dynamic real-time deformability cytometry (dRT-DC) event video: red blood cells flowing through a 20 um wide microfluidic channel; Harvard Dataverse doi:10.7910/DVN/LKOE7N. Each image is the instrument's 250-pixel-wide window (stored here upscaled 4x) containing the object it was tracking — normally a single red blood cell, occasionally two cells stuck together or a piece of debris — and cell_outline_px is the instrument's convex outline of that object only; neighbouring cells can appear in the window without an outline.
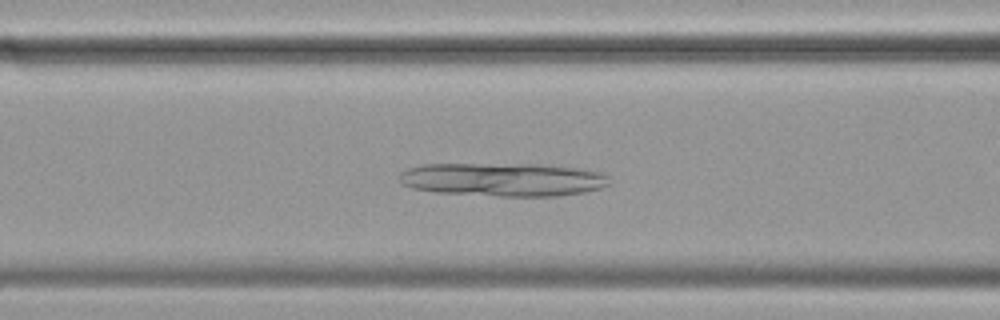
{"species": "common noctule bat (a hibernating species)", "species_latin": "Nyctalus noctula", "temperature_condition": "cold", "stored_images_in_passage": 49, "camera_frame_rate_fps": 3000, "um_per_image_px": 0.085, "animal": {"sex": "female", "body_mass_g": 19.9}, "frame": {"image": 1, "passage_image": 15, "time_ms": 4.667, "image_size_px": [1000, 320], "cell_outline_px": [[612, 184], [600, 188], [584, 192], [560, 196], [500, 196], [436, 192], [412, 188], [400, 184], [400, 172], [408, 168], [424, 164], [540, 164], [576, 168], [600, 172], [608, 176]], "centroid_in_image_um": [42.77, 15.26], "position_along_channel_um": 123.8, "area_um2": 41.1}}
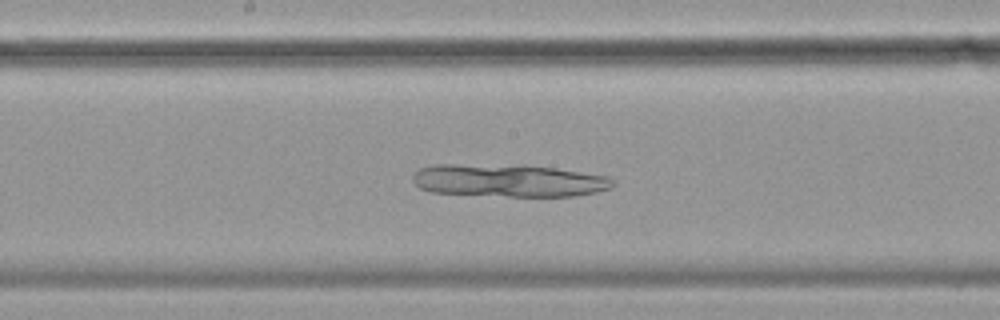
{"frame": {"image": 2, "passage_image": 22, "time_ms": 7.0, "image_size_px": [1000, 320], "cell_outline_px": [[616, 184], [612, 188], [596, 192], [576, 196], [508, 196], [428, 192], [420, 188], [412, 180], [412, 176], [420, 168], [432, 164], [524, 164], [556, 168], [608, 176], [616, 180]], "centroid_in_image_um": [43.26, 15.33], "position_along_channel_um": 204.9, "area_um2": 38.78}}
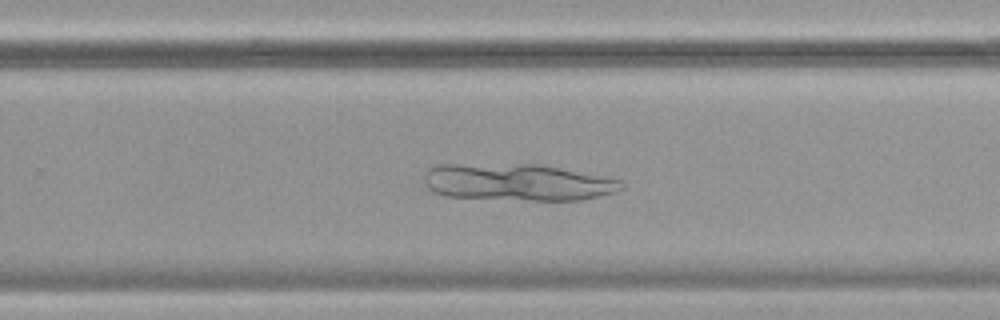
{"frame": {"image": 3, "passage_image": 29, "time_ms": 9.333, "image_size_px": [1000, 320], "cell_outline_px": [[624, 188], [616, 192], [600, 196], [580, 200], [532, 200], [444, 196], [432, 192], [424, 184], [424, 176], [428, 168], [436, 164], [540, 164], [620, 180], [624, 184]], "centroid_in_image_um": [43.95, 15.49], "position_along_channel_um": 285.9, "area_um2": 42.48}}